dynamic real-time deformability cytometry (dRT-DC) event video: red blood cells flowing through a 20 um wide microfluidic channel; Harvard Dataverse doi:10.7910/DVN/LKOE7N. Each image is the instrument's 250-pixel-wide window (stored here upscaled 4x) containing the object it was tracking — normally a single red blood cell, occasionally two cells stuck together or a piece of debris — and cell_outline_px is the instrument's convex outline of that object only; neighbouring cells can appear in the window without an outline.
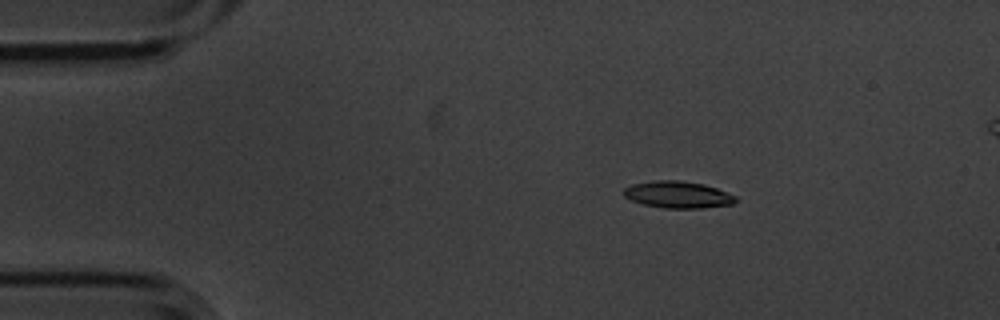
{"species": "common noctule bat (a hibernating species)", "species_latin": "Nyctalus noctula", "temperature_condition": "cold", "stored_images_in_passage": 5, "camera_frame_rate_fps": 3000, "um_per_image_px": 0.085, "animal": {"sex": "male", "body_mass_g": 20.1, "forearm_length_mm": 53.5}, "frame": {"image": 1, "passage_image": 2, "time_ms": 0.333, "image_size_px": [1000, 320], "cell_outline_px": [[736, 200], [732, 204], [700, 208], [664, 208], [644, 204], [632, 200], [624, 196], [624, 188], [632, 184], [656, 180], [680, 180], [704, 184], [716, 188], [736, 196]], "centroid_in_image_um": [57.61, 16.54], "position_along_channel_um": 27.4, "area_um2": 17.34}}